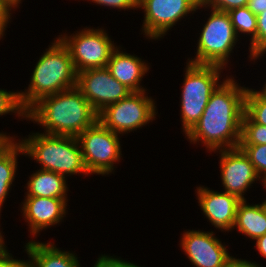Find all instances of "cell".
I'll use <instances>...</instances> for the list:
<instances>
[{
	"label": "cell",
	"instance_id": "obj_1",
	"mask_svg": "<svg viewBox=\"0 0 266 267\" xmlns=\"http://www.w3.org/2000/svg\"><path fill=\"white\" fill-rule=\"evenodd\" d=\"M234 82L225 80L211 94L200 119L185 134L191 142L202 140L210 151L239 147L247 89Z\"/></svg>",
	"mask_w": 266,
	"mask_h": 267
},
{
	"label": "cell",
	"instance_id": "obj_2",
	"mask_svg": "<svg viewBox=\"0 0 266 267\" xmlns=\"http://www.w3.org/2000/svg\"><path fill=\"white\" fill-rule=\"evenodd\" d=\"M26 117L45 126L46 134L73 137L98 121V113L77 87L42 97Z\"/></svg>",
	"mask_w": 266,
	"mask_h": 267
},
{
	"label": "cell",
	"instance_id": "obj_3",
	"mask_svg": "<svg viewBox=\"0 0 266 267\" xmlns=\"http://www.w3.org/2000/svg\"><path fill=\"white\" fill-rule=\"evenodd\" d=\"M77 86V72L67 47L60 38L39 59L26 93H19L21 107L27 112L42 97Z\"/></svg>",
	"mask_w": 266,
	"mask_h": 267
},
{
	"label": "cell",
	"instance_id": "obj_4",
	"mask_svg": "<svg viewBox=\"0 0 266 267\" xmlns=\"http://www.w3.org/2000/svg\"><path fill=\"white\" fill-rule=\"evenodd\" d=\"M24 154L43 165L42 169L65 174L88 173L77 137L35 134L20 142Z\"/></svg>",
	"mask_w": 266,
	"mask_h": 267
},
{
	"label": "cell",
	"instance_id": "obj_5",
	"mask_svg": "<svg viewBox=\"0 0 266 267\" xmlns=\"http://www.w3.org/2000/svg\"><path fill=\"white\" fill-rule=\"evenodd\" d=\"M182 90V122L187 134L198 122L211 97L219 86V72L223 67L188 63Z\"/></svg>",
	"mask_w": 266,
	"mask_h": 267
},
{
	"label": "cell",
	"instance_id": "obj_6",
	"mask_svg": "<svg viewBox=\"0 0 266 267\" xmlns=\"http://www.w3.org/2000/svg\"><path fill=\"white\" fill-rule=\"evenodd\" d=\"M236 38L229 13L212 9L200 34L196 59L189 62L223 67L236 43Z\"/></svg>",
	"mask_w": 266,
	"mask_h": 267
},
{
	"label": "cell",
	"instance_id": "obj_7",
	"mask_svg": "<svg viewBox=\"0 0 266 267\" xmlns=\"http://www.w3.org/2000/svg\"><path fill=\"white\" fill-rule=\"evenodd\" d=\"M83 161L89 173L109 174L113 164L120 159L118 134L104 127L99 121L77 136Z\"/></svg>",
	"mask_w": 266,
	"mask_h": 267
},
{
	"label": "cell",
	"instance_id": "obj_8",
	"mask_svg": "<svg viewBox=\"0 0 266 267\" xmlns=\"http://www.w3.org/2000/svg\"><path fill=\"white\" fill-rule=\"evenodd\" d=\"M144 95L145 91L131 92L99 112L98 121L117 134L140 128L156 115L154 102Z\"/></svg>",
	"mask_w": 266,
	"mask_h": 267
},
{
	"label": "cell",
	"instance_id": "obj_9",
	"mask_svg": "<svg viewBox=\"0 0 266 267\" xmlns=\"http://www.w3.org/2000/svg\"><path fill=\"white\" fill-rule=\"evenodd\" d=\"M70 52L76 72L107 67L112 52L116 49L103 30L84 29L72 38L60 39Z\"/></svg>",
	"mask_w": 266,
	"mask_h": 267
},
{
	"label": "cell",
	"instance_id": "obj_10",
	"mask_svg": "<svg viewBox=\"0 0 266 267\" xmlns=\"http://www.w3.org/2000/svg\"><path fill=\"white\" fill-rule=\"evenodd\" d=\"M76 87L97 113L108 105L127 97L132 92L115 79L107 67L78 72Z\"/></svg>",
	"mask_w": 266,
	"mask_h": 267
},
{
	"label": "cell",
	"instance_id": "obj_11",
	"mask_svg": "<svg viewBox=\"0 0 266 267\" xmlns=\"http://www.w3.org/2000/svg\"><path fill=\"white\" fill-rule=\"evenodd\" d=\"M145 10L143 30L152 39L161 37L179 19L198 9L197 0H138Z\"/></svg>",
	"mask_w": 266,
	"mask_h": 267
},
{
	"label": "cell",
	"instance_id": "obj_12",
	"mask_svg": "<svg viewBox=\"0 0 266 267\" xmlns=\"http://www.w3.org/2000/svg\"><path fill=\"white\" fill-rule=\"evenodd\" d=\"M221 151V178L225 192L245 200L244 191L260 176L240 147Z\"/></svg>",
	"mask_w": 266,
	"mask_h": 267
},
{
	"label": "cell",
	"instance_id": "obj_13",
	"mask_svg": "<svg viewBox=\"0 0 266 267\" xmlns=\"http://www.w3.org/2000/svg\"><path fill=\"white\" fill-rule=\"evenodd\" d=\"M181 245L196 267H225L231 257L213 232L187 231Z\"/></svg>",
	"mask_w": 266,
	"mask_h": 267
},
{
	"label": "cell",
	"instance_id": "obj_14",
	"mask_svg": "<svg viewBox=\"0 0 266 267\" xmlns=\"http://www.w3.org/2000/svg\"><path fill=\"white\" fill-rule=\"evenodd\" d=\"M199 205L205 216L217 228L230 230L234 228L239 202L237 196L227 192L218 193L199 187L197 190Z\"/></svg>",
	"mask_w": 266,
	"mask_h": 267
},
{
	"label": "cell",
	"instance_id": "obj_15",
	"mask_svg": "<svg viewBox=\"0 0 266 267\" xmlns=\"http://www.w3.org/2000/svg\"><path fill=\"white\" fill-rule=\"evenodd\" d=\"M66 204V198L27 197L22 210L31 233L36 235L40 229L57 224L64 217Z\"/></svg>",
	"mask_w": 266,
	"mask_h": 267
},
{
	"label": "cell",
	"instance_id": "obj_16",
	"mask_svg": "<svg viewBox=\"0 0 266 267\" xmlns=\"http://www.w3.org/2000/svg\"><path fill=\"white\" fill-rule=\"evenodd\" d=\"M107 68L115 79L132 92L145 91L139 87V83L149 68L140 58L120 53L118 49H115L108 61Z\"/></svg>",
	"mask_w": 266,
	"mask_h": 267
},
{
	"label": "cell",
	"instance_id": "obj_17",
	"mask_svg": "<svg viewBox=\"0 0 266 267\" xmlns=\"http://www.w3.org/2000/svg\"><path fill=\"white\" fill-rule=\"evenodd\" d=\"M26 251L31 257V267H79L77 257L69 252H62L54 245L28 242Z\"/></svg>",
	"mask_w": 266,
	"mask_h": 267
},
{
	"label": "cell",
	"instance_id": "obj_18",
	"mask_svg": "<svg viewBox=\"0 0 266 267\" xmlns=\"http://www.w3.org/2000/svg\"><path fill=\"white\" fill-rule=\"evenodd\" d=\"M66 188L65 176L42 169L31 176L26 197L66 198Z\"/></svg>",
	"mask_w": 266,
	"mask_h": 267
},
{
	"label": "cell",
	"instance_id": "obj_19",
	"mask_svg": "<svg viewBox=\"0 0 266 267\" xmlns=\"http://www.w3.org/2000/svg\"><path fill=\"white\" fill-rule=\"evenodd\" d=\"M252 239H257L266 233V213L262 204L247 205L241 200L237 206L234 227Z\"/></svg>",
	"mask_w": 266,
	"mask_h": 267
},
{
	"label": "cell",
	"instance_id": "obj_20",
	"mask_svg": "<svg viewBox=\"0 0 266 267\" xmlns=\"http://www.w3.org/2000/svg\"><path fill=\"white\" fill-rule=\"evenodd\" d=\"M18 152L24 153L21 144L11 139L0 149V210L15 176Z\"/></svg>",
	"mask_w": 266,
	"mask_h": 267
},
{
	"label": "cell",
	"instance_id": "obj_21",
	"mask_svg": "<svg viewBox=\"0 0 266 267\" xmlns=\"http://www.w3.org/2000/svg\"><path fill=\"white\" fill-rule=\"evenodd\" d=\"M232 25L236 32L252 34L250 56L256 55V34H257V17L247 6L230 10L229 12Z\"/></svg>",
	"mask_w": 266,
	"mask_h": 267
},
{
	"label": "cell",
	"instance_id": "obj_22",
	"mask_svg": "<svg viewBox=\"0 0 266 267\" xmlns=\"http://www.w3.org/2000/svg\"><path fill=\"white\" fill-rule=\"evenodd\" d=\"M245 113L257 124L266 126V95L246 90Z\"/></svg>",
	"mask_w": 266,
	"mask_h": 267
},
{
	"label": "cell",
	"instance_id": "obj_23",
	"mask_svg": "<svg viewBox=\"0 0 266 267\" xmlns=\"http://www.w3.org/2000/svg\"><path fill=\"white\" fill-rule=\"evenodd\" d=\"M266 144V126L255 123L245 112L242 117L240 145Z\"/></svg>",
	"mask_w": 266,
	"mask_h": 267
},
{
	"label": "cell",
	"instance_id": "obj_24",
	"mask_svg": "<svg viewBox=\"0 0 266 267\" xmlns=\"http://www.w3.org/2000/svg\"><path fill=\"white\" fill-rule=\"evenodd\" d=\"M248 156L258 175L264 173L266 177V144L261 145H239Z\"/></svg>",
	"mask_w": 266,
	"mask_h": 267
},
{
	"label": "cell",
	"instance_id": "obj_25",
	"mask_svg": "<svg viewBox=\"0 0 266 267\" xmlns=\"http://www.w3.org/2000/svg\"><path fill=\"white\" fill-rule=\"evenodd\" d=\"M15 112L26 117L25 110L21 107L19 93L7 92L0 89V115Z\"/></svg>",
	"mask_w": 266,
	"mask_h": 267
},
{
	"label": "cell",
	"instance_id": "obj_26",
	"mask_svg": "<svg viewBox=\"0 0 266 267\" xmlns=\"http://www.w3.org/2000/svg\"><path fill=\"white\" fill-rule=\"evenodd\" d=\"M198 7L211 5L213 9L229 12L232 9L247 6L248 0H197Z\"/></svg>",
	"mask_w": 266,
	"mask_h": 267
},
{
	"label": "cell",
	"instance_id": "obj_27",
	"mask_svg": "<svg viewBox=\"0 0 266 267\" xmlns=\"http://www.w3.org/2000/svg\"><path fill=\"white\" fill-rule=\"evenodd\" d=\"M257 34H256V55L253 59L259 57L266 51V11L257 15Z\"/></svg>",
	"mask_w": 266,
	"mask_h": 267
},
{
	"label": "cell",
	"instance_id": "obj_28",
	"mask_svg": "<svg viewBox=\"0 0 266 267\" xmlns=\"http://www.w3.org/2000/svg\"><path fill=\"white\" fill-rule=\"evenodd\" d=\"M94 267H139L135 264L128 263L116 258H111L108 256H101L97 260Z\"/></svg>",
	"mask_w": 266,
	"mask_h": 267
},
{
	"label": "cell",
	"instance_id": "obj_29",
	"mask_svg": "<svg viewBox=\"0 0 266 267\" xmlns=\"http://www.w3.org/2000/svg\"><path fill=\"white\" fill-rule=\"evenodd\" d=\"M100 5H106L110 7L128 9V8H138V0H92Z\"/></svg>",
	"mask_w": 266,
	"mask_h": 267
},
{
	"label": "cell",
	"instance_id": "obj_30",
	"mask_svg": "<svg viewBox=\"0 0 266 267\" xmlns=\"http://www.w3.org/2000/svg\"><path fill=\"white\" fill-rule=\"evenodd\" d=\"M0 267H31L30 261L28 262H23V261H18L10 257L9 252L5 250L1 255H0Z\"/></svg>",
	"mask_w": 266,
	"mask_h": 267
},
{
	"label": "cell",
	"instance_id": "obj_31",
	"mask_svg": "<svg viewBox=\"0 0 266 267\" xmlns=\"http://www.w3.org/2000/svg\"><path fill=\"white\" fill-rule=\"evenodd\" d=\"M11 7L7 3H0V37L3 36V31L6 27V23L10 18Z\"/></svg>",
	"mask_w": 266,
	"mask_h": 267
},
{
	"label": "cell",
	"instance_id": "obj_32",
	"mask_svg": "<svg viewBox=\"0 0 266 267\" xmlns=\"http://www.w3.org/2000/svg\"><path fill=\"white\" fill-rule=\"evenodd\" d=\"M247 7L257 16L266 11V0H248Z\"/></svg>",
	"mask_w": 266,
	"mask_h": 267
},
{
	"label": "cell",
	"instance_id": "obj_33",
	"mask_svg": "<svg viewBox=\"0 0 266 267\" xmlns=\"http://www.w3.org/2000/svg\"><path fill=\"white\" fill-rule=\"evenodd\" d=\"M225 267H259V266L256 265L255 263H251V262L246 261V260H239V259H235L233 257H230L227 260Z\"/></svg>",
	"mask_w": 266,
	"mask_h": 267
},
{
	"label": "cell",
	"instance_id": "obj_34",
	"mask_svg": "<svg viewBox=\"0 0 266 267\" xmlns=\"http://www.w3.org/2000/svg\"><path fill=\"white\" fill-rule=\"evenodd\" d=\"M256 247L263 257H266V233L256 239Z\"/></svg>",
	"mask_w": 266,
	"mask_h": 267
},
{
	"label": "cell",
	"instance_id": "obj_35",
	"mask_svg": "<svg viewBox=\"0 0 266 267\" xmlns=\"http://www.w3.org/2000/svg\"><path fill=\"white\" fill-rule=\"evenodd\" d=\"M12 137H8L0 133V149L10 140Z\"/></svg>",
	"mask_w": 266,
	"mask_h": 267
},
{
	"label": "cell",
	"instance_id": "obj_36",
	"mask_svg": "<svg viewBox=\"0 0 266 267\" xmlns=\"http://www.w3.org/2000/svg\"><path fill=\"white\" fill-rule=\"evenodd\" d=\"M4 2H6L11 8L12 7H15L18 5V3L21 1V0H3Z\"/></svg>",
	"mask_w": 266,
	"mask_h": 267
},
{
	"label": "cell",
	"instance_id": "obj_37",
	"mask_svg": "<svg viewBox=\"0 0 266 267\" xmlns=\"http://www.w3.org/2000/svg\"><path fill=\"white\" fill-rule=\"evenodd\" d=\"M5 246H4V242L0 233V255L5 251Z\"/></svg>",
	"mask_w": 266,
	"mask_h": 267
},
{
	"label": "cell",
	"instance_id": "obj_38",
	"mask_svg": "<svg viewBox=\"0 0 266 267\" xmlns=\"http://www.w3.org/2000/svg\"><path fill=\"white\" fill-rule=\"evenodd\" d=\"M262 206H263V209H264V211L266 213V200H265V202L262 203Z\"/></svg>",
	"mask_w": 266,
	"mask_h": 267
},
{
	"label": "cell",
	"instance_id": "obj_39",
	"mask_svg": "<svg viewBox=\"0 0 266 267\" xmlns=\"http://www.w3.org/2000/svg\"><path fill=\"white\" fill-rule=\"evenodd\" d=\"M262 94L266 95V84H265V87L262 91H260Z\"/></svg>",
	"mask_w": 266,
	"mask_h": 267
},
{
	"label": "cell",
	"instance_id": "obj_40",
	"mask_svg": "<svg viewBox=\"0 0 266 267\" xmlns=\"http://www.w3.org/2000/svg\"><path fill=\"white\" fill-rule=\"evenodd\" d=\"M263 184H264V186L266 187V177L263 178Z\"/></svg>",
	"mask_w": 266,
	"mask_h": 267
}]
</instances>
